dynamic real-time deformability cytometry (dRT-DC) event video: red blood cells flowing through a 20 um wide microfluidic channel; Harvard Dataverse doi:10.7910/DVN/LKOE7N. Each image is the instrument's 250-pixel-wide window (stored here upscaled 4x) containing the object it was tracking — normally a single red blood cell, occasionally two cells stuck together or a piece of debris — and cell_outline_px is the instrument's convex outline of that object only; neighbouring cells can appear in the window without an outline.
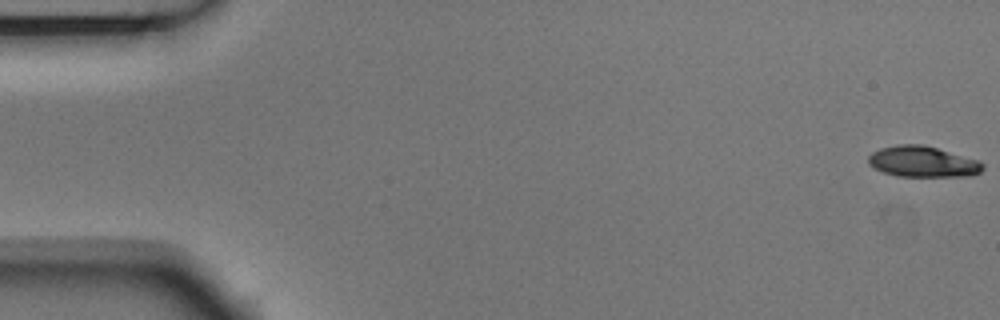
{"species": "Egyptian fruit bat (a non-hibernating species)", "species_latin": "Rousettus aegyptiacus", "temperature_condition": "room temperature", "stored_images_in_passage": 6, "camera_frame_rate_fps": 3000, "um_per_image_px": 0.085, "animal": {"sex": "male"}, "frame": {"image": 1, "passage_image": 1, "time_ms": 0.0, "image_size_px": [1000, 320], "cell_outline_px": [[984, 168], [980, 172], [972, 176], [896, 176], [884, 172], [868, 164], [868, 156], [872, 152], [880, 148], [896, 144], [924, 144], [980, 160], [984, 164]], "centroid_in_image_um": [78.46, 13.73], "position_along_channel_um": 6.5, "area_um2": 20.81}}